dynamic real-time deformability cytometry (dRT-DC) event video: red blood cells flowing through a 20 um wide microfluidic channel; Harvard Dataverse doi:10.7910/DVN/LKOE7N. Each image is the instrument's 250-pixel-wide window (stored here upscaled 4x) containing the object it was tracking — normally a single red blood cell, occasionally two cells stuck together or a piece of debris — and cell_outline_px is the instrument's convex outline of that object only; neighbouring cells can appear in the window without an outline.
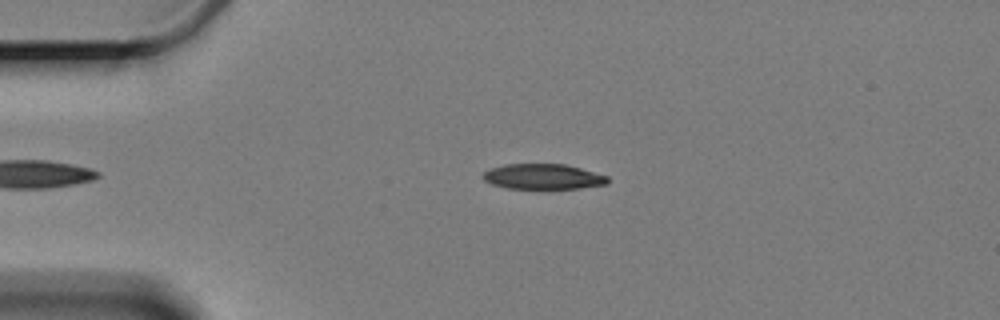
{"species": "Egyptian fruit bat (a non-hibernating species)", "species_latin": "Rousettus aegyptiacus", "temperature_condition": "cold", "stored_images_in_passage": 2, "camera_frame_rate_fps": 3000, "um_per_image_px": 0.085, "animal": {"sex": "female"}, "frame": {"image": 1, "passage_image": 2, "time_ms": 1.0, "image_size_px": [1000, 320], "cell_outline_px": [[608, 184], [580, 188], [508, 188], [492, 184], [484, 180], [480, 176], [484, 172], [492, 168], [504, 164], [564, 164], [580, 168], [608, 176]], "centroid_in_image_um": [46.15, 15.01], "position_along_channel_um": 38.9, "area_um2": 18.26}}